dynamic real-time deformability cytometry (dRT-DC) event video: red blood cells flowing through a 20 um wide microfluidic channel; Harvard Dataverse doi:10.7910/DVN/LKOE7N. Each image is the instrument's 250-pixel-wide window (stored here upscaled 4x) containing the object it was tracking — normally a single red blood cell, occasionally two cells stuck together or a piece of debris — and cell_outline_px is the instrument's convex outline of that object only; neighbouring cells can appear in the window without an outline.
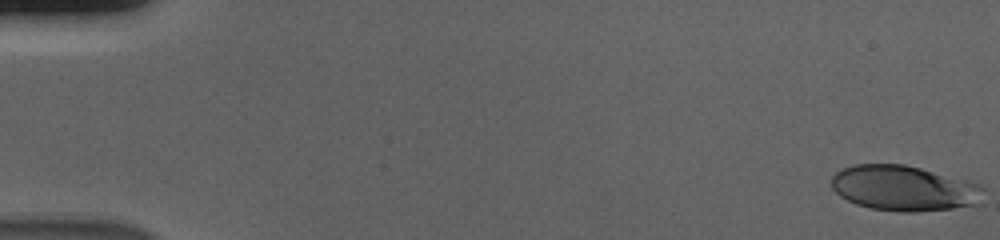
{"species": "human", "species_latin": "Homo sapiens", "temperature_condition": "cold", "stored_images_in_passage": 56, "camera_frame_rate_fps": 3000, "um_per_image_px": 0.085, "donor": {"sex": "male"}, "frame": {"image": 1, "passage_image": 1, "time_ms": 0.0, "image_size_px": [1000, 240], "cell_outline_px": [[984, 204], [952, 208], [916, 212], [900, 212], [872, 208], [856, 204], [840, 196], [832, 188], [832, 176], [836, 172], [844, 168], [856, 164], [904, 164], [968, 180], [980, 184], [984, 188]], "centroid_in_image_um": [76.91, 16.01], "position_along_channel_um": 8.1, "area_um2": 40.46}}
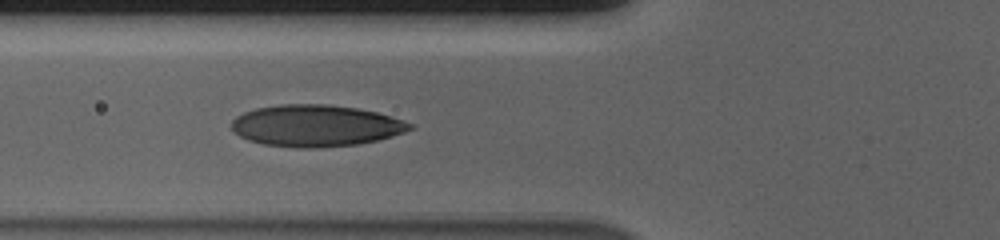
{"frame": {"image": 2, "passage_image": 22, "time_ms": 7.0, "image_size_px": [1000, 240], "cell_outline_px": [[412, 128], [404, 132], [392, 136], [376, 140], [356, 144], [312, 148], [296, 148], [264, 144], [248, 140], [240, 136], [232, 128], [232, 120], [236, 116], [244, 112], [256, 108], [280, 104], [328, 104], [356, 108], [376, 112], [392, 116], [412, 124]], "centroid_in_image_um": [26.82, 10.68], "position_along_channel_um": 99.0, "area_um2": 43.06}}
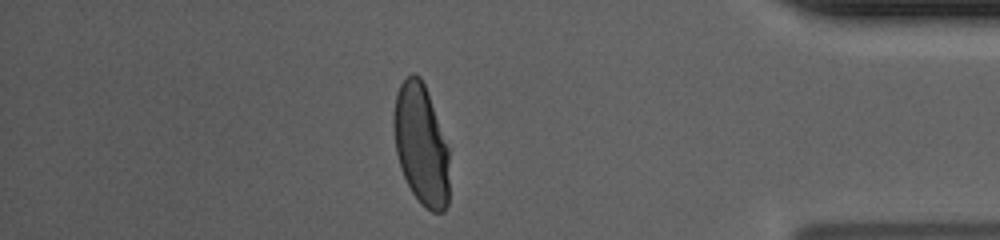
{"frame": {"image": 3, "passage_image": 49, "time_ms": 16.0, "image_size_px": [1000, 240], "cell_outline_px": [[448, 204], [444, 212], [432, 212], [424, 208], [420, 204], [412, 192], [400, 168], [396, 152], [392, 124], [392, 116], [396, 92], [400, 84], [412, 72], [420, 76], [428, 92], [448, 148]], "centroid_in_image_um": [35.77, 12.29], "position_along_channel_um": 399.4, "area_um2": 39.36}, "authors_computed_cell_mechanics": {"area_um2": 40.9802, "velocity_mm_per_s": 3.6773, "shape_relaxation_time_tau1_ms": 5.4484, "shape_relaxation_time_tau2_ms": null, "deformation_change_tau1": 0.2101, "deformation_change_tau2": null}}